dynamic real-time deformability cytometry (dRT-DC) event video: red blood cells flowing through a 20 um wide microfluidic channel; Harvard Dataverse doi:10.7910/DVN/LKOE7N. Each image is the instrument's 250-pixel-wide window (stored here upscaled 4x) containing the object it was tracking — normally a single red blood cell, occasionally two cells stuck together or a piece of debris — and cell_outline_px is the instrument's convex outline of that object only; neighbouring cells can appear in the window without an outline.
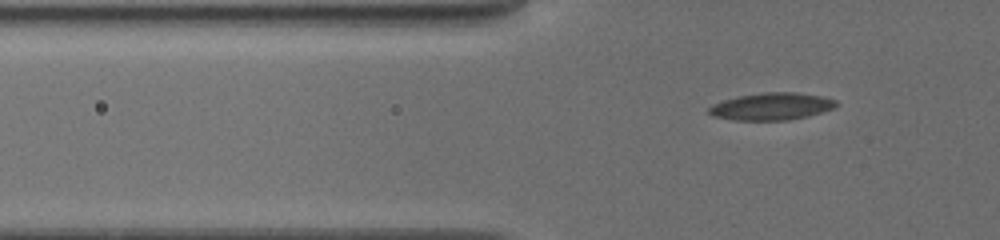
{"species": "common noctule bat (a hibernating species)", "species_latin": "Nyctalus noctula", "temperature_condition": "cold", "stored_images_in_passage": 41, "camera_frame_rate_fps": 3000, "um_per_image_px": 0.085, "animal": {"sex": "female", "body_mass_g": 19.5, "forearm_length_mm": 54.1}, "frame": {"image": 1, "passage_image": 4, "time_ms": 1.0, "image_size_px": [1000, 240], "cell_outline_px": [[836, 104], [832, 108], [808, 116], [788, 120], [736, 120], [716, 116], [708, 112], [708, 108], [712, 104], [724, 100], [740, 96], [764, 92], [796, 92], [820, 96], [836, 100]], "centroid_in_image_um": [65.57, 9.04], "position_along_channel_um": 60.2, "area_um2": 19.83}}
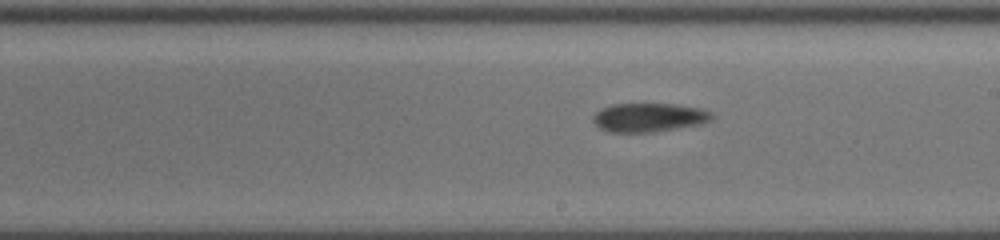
{"frame": {"image": 2, "passage_image": 19, "time_ms": 6.0, "image_size_px": [1000, 240], "cell_outline_px": [[712, 116], [708, 120], [696, 124], [652, 132], [608, 132], [600, 128], [592, 120], [592, 116], [600, 108], [612, 104], [672, 104], [700, 108], [712, 112]], "centroid_in_image_um": [55.06, 9.97], "position_along_channel_um": 233.9, "area_um2": 19.59}}
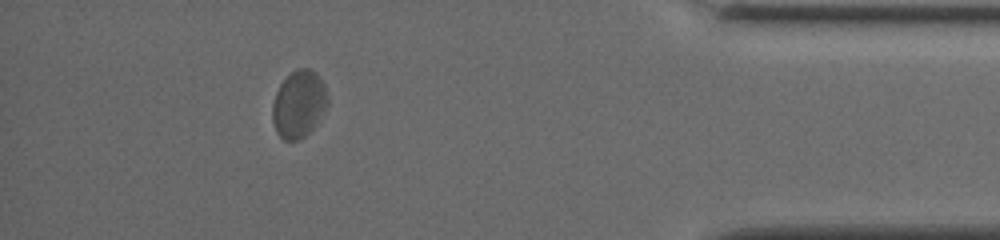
{"frame": {"image": 3, "passage_image": 36, "time_ms": 11.667, "image_size_px": [1000, 240], "cell_outline_px": [[328, 104], [316, 124], [304, 136], [296, 140], [284, 140], [276, 132], [272, 120], [272, 104], [276, 92], [280, 84], [292, 72], [300, 68], [308, 68], [316, 72], [324, 84], [328, 96]], "centroid_in_image_um": [25.39, 8.84], "position_along_channel_um": 409.8, "area_um2": 21.5}, "authors_computed_cell_mechanics": {"area_um2": 20.1722, "velocity_mm_per_s": 3.7415, "shape_relaxation_time_tau1_ms": 2.458, "shape_relaxation_time_tau2_ms": 2.6767, "deformation_change_tau1": 0.0363, "deformation_change_tau2": 0.0674}}